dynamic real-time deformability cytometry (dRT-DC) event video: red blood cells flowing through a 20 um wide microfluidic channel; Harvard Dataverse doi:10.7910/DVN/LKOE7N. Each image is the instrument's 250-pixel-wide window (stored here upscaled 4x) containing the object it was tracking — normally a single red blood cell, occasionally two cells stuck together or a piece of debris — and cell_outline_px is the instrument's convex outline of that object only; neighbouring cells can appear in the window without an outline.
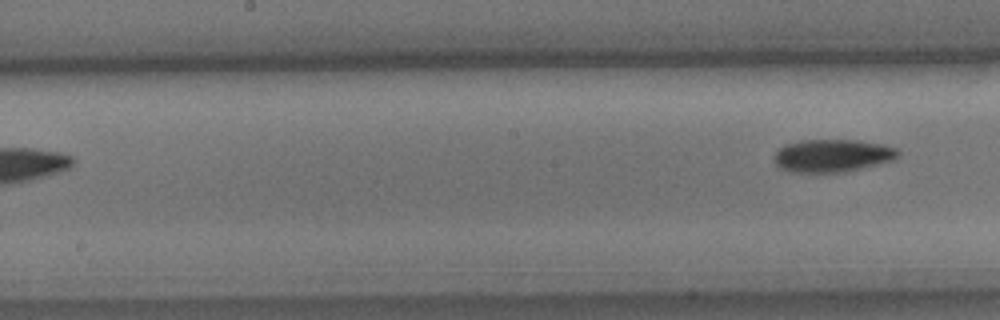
{"species": "common noctule bat (a hibernating species)", "species_latin": "Nyctalus noctula", "temperature_condition": "cold", "stored_images_in_passage": 7, "segment_of_instrument_passage": [2, 2], "camera_frame_rate_fps": 3000, "um_per_image_px": 0.085, "animal": {"sex": "male", "body_mass_g": 15.6}, "frame": {"image": 1, "passage_image": 7, "time_ms": 2.0, "image_size_px": [1000, 320], "cell_outline_px": [[900, 156], [892, 160], [844, 172], [792, 172], [780, 168], [772, 160], [776, 152], [784, 144], [800, 140], [856, 140], [884, 144], [896, 148], [900, 152]], "centroid_in_image_um": [70.73, 13.22], "position_along_channel_um": 177.5, "area_um2": 23.7}}